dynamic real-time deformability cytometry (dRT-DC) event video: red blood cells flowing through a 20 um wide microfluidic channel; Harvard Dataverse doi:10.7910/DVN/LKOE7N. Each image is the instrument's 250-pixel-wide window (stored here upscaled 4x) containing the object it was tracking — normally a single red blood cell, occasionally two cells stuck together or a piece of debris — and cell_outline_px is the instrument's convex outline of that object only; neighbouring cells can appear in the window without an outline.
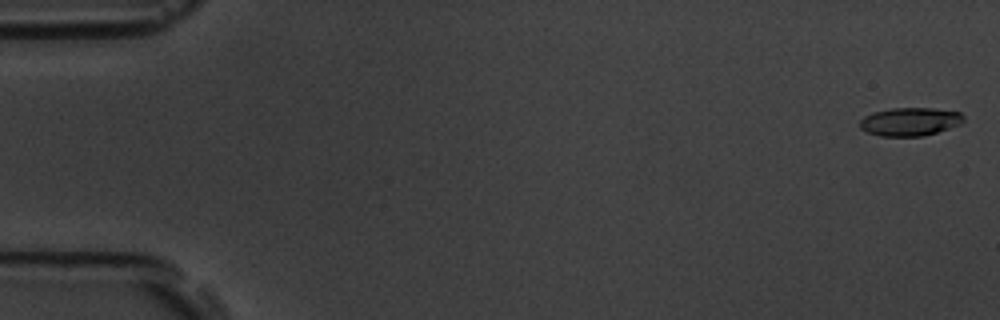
{"species": "common noctule bat (a hibernating species)", "species_latin": "Nyctalus noctula", "temperature_condition": "room temperature", "stored_images_in_passage": 54, "camera_frame_rate_fps": 3000, "um_per_image_px": 0.085, "animal": {"sex": "male", "body_mass_g": 19.5, "forearm_length_mm": 54.6}, "frame": {"image": 1, "passage_image": 1, "time_ms": 0.0, "image_size_px": [1000, 320], "cell_outline_px": [[964, 120], [960, 124], [924, 136], [880, 136], [868, 132], [860, 128], [860, 120], [864, 116], [872, 112], [892, 108], [932, 108], [960, 112], [964, 116]], "centroid_in_image_um": [77.33, 10.33], "position_along_channel_um": 7.7, "area_um2": 17.05}}
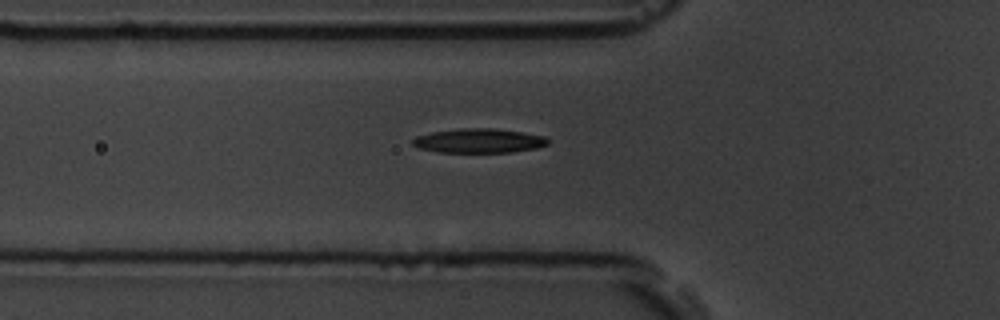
{"frame": {"image": 2, "passage_image": 19, "time_ms": 6.0, "image_size_px": [1000, 320], "cell_outline_px": [[548, 144], [536, 148], [512, 152], [440, 152], [420, 148], [412, 144], [412, 140], [416, 136], [432, 132], [460, 128], [492, 128], [520, 132], [544, 136], [548, 140]], "centroid_in_image_um": [40.69, 11.96], "position_along_channel_um": 85.1, "area_um2": 18.96}}
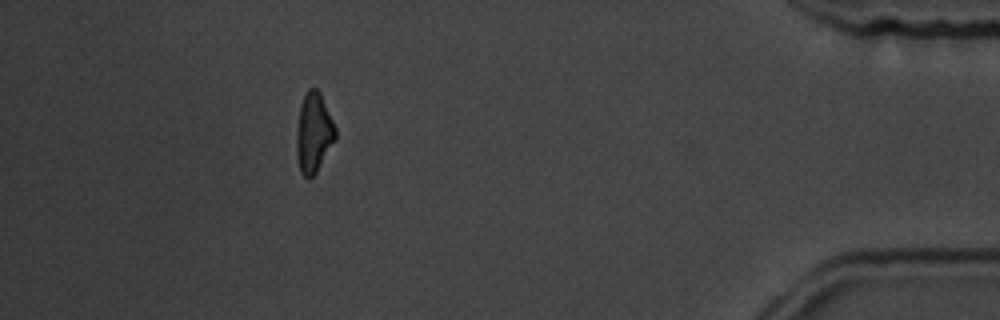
{"frame": {"image": 3, "passage_image": 49, "time_ms": 16.0, "image_size_px": [1000, 320], "cell_outline_px": [[336, 140], [316, 172], [308, 180], [300, 172], [296, 152], [296, 132], [300, 104], [308, 88], [316, 88], [320, 92], [336, 128]], "centroid_in_image_um": [26.66, 11.29], "position_along_channel_um": 408.5, "area_um2": 18.21}, "authors_computed_cell_mechanics": {"area_um2": 18.5249, "velocity_mm_per_s": 3.7735, "shape_relaxation_time_tau1_ms": 3.8382, "shape_relaxation_time_tau2_ms": 4.829, "deformation_change_tau1": 0.1556, "deformation_change_tau2": 0.1443}}